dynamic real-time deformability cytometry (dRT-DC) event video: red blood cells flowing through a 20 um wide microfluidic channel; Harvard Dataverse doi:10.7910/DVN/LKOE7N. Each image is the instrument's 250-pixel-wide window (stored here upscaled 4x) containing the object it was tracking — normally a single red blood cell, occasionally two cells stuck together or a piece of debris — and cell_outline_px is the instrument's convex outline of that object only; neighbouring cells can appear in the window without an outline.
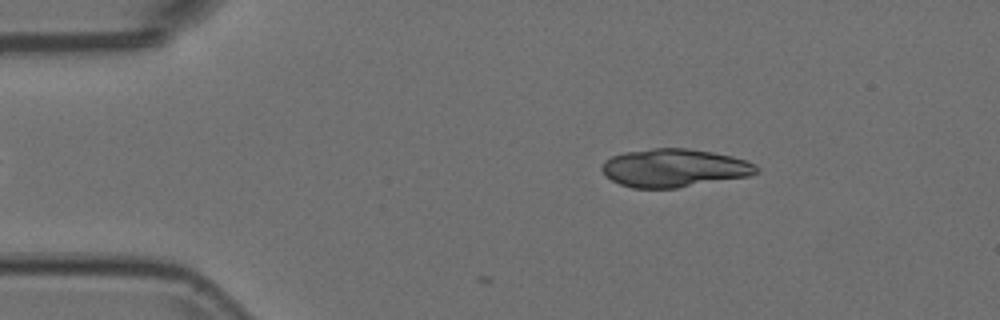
{"species": "Egyptian fruit bat (a non-hibernating species)", "species_latin": "Rousettus aegyptiacus", "temperature_condition": "room temperature", "stored_images_in_passage": 5, "camera_frame_rate_fps": 3000, "um_per_image_px": 0.085, "animal": {"sex": "female"}, "frame": {"image": 1, "passage_image": 5, "time_ms": 1.333, "image_size_px": [1000, 320], "cell_outline_px": [[760, 172], [748, 176], [676, 188], [632, 188], [620, 184], [604, 176], [600, 168], [604, 160], [612, 156], [624, 152], [652, 148], [688, 148], [712, 152], [732, 156], [756, 164], [760, 168]], "centroid_in_image_um": [57.28, 14.27], "position_along_channel_um": 27.7, "area_um2": 34.56}}